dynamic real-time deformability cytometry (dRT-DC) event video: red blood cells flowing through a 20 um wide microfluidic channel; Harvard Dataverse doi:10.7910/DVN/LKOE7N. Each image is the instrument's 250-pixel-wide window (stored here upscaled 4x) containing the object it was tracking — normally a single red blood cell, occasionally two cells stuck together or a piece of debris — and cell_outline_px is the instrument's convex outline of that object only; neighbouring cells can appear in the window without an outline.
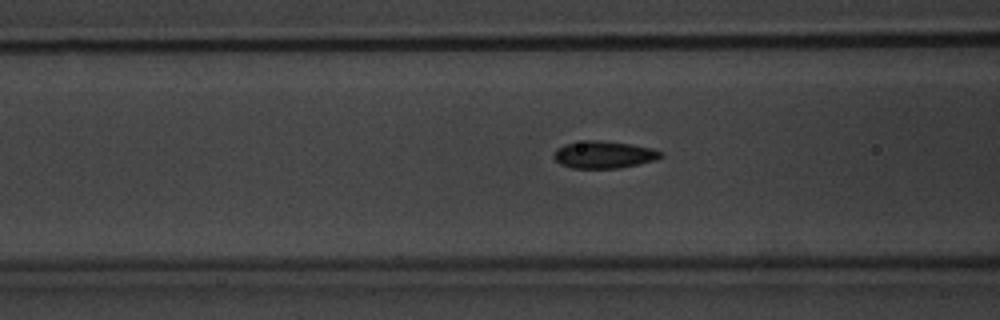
{"species": "common noctule bat (a hibernating species)", "species_latin": "Nyctalus noctula", "temperature_condition": "warm", "stored_images_in_passage": 33, "camera_frame_rate_fps": 3000, "um_per_image_px": 0.085, "animal": {"sex": "male", "body_mass_g": 20.1, "forearm_length_mm": 53.5}, "frame": {"image": 1, "passage_image": 22, "time_ms": 7.0, "image_size_px": [1000, 320], "cell_outline_px": [[664, 156], [656, 160], [620, 168], [572, 168], [560, 164], [552, 156], [556, 148], [564, 144], [584, 140], [600, 140], [632, 144], [652, 148], [664, 152]], "centroid_in_image_um": [51.34, 13.14], "position_along_channel_um": 115.3, "area_um2": 17.22}}
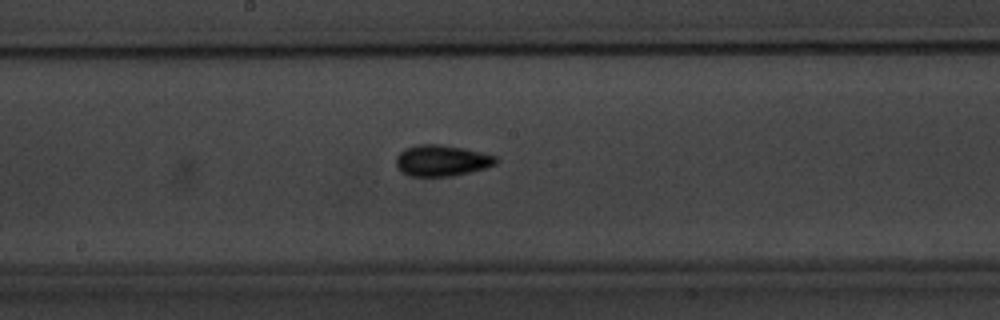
{"frame": {"image": 2, "passage_image": 30, "time_ms": 9.667, "image_size_px": [1000, 320], "cell_outline_px": [[496, 164], [484, 168], [452, 176], [408, 176], [396, 168], [396, 156], [404, 148], [420, 144], [440, 144], [464, 148], [496, 156]], "centroid_in_image_um": [37.49, 13.64], "position_along_channel_um": 210.7, "area_um2": 18.09}}
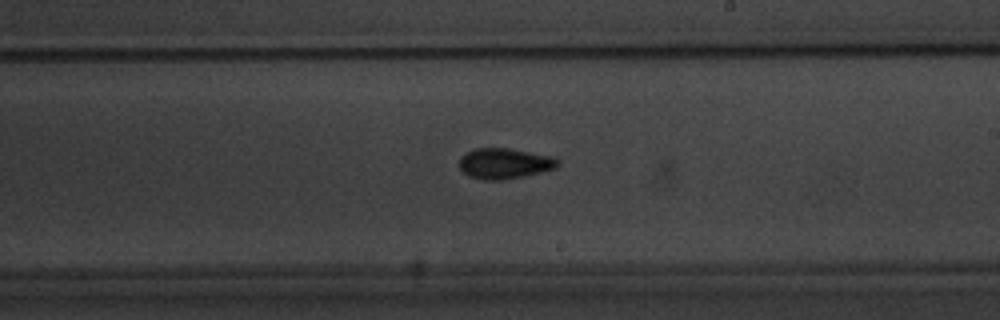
{"frame": {"image": 3, "passage_image": 33, "time_ms": 10.667, "image_size_px": [1000, 320], "cell_outline_px": [[560, 164], [556, 168], [524, 176], [500, 180], [484, 180], [468, 176], [460, 168], [460, 156], [476, 148], [508, 148], [552, 156], [560, 160]], "centroid_in_image_um": [42.9, 13.89], "position_along_channel_um": 246.1, "area_um2": 17.51}}